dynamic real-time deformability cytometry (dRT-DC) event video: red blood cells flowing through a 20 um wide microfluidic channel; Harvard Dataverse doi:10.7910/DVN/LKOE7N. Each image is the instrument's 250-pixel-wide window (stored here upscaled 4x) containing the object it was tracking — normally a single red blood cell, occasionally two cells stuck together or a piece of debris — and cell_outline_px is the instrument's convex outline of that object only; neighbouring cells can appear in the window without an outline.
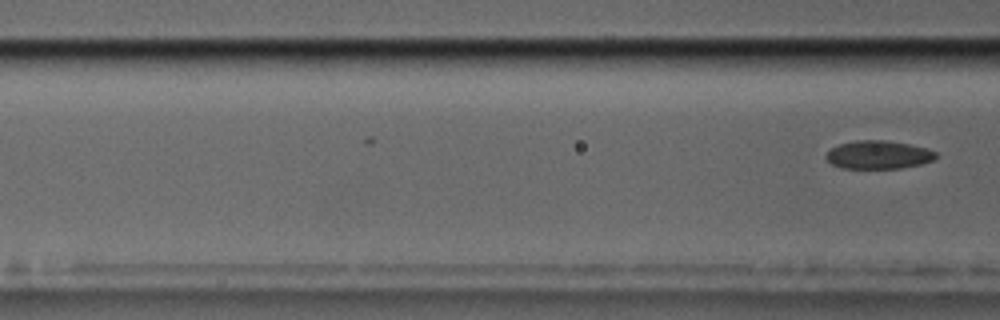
{"species": "common noctule bat (a hibernating species)", "species_latin": "Nyctalus noctula", "temperature_condition": "cold", "stored_images_in_passage": 8, "segment_of_instrument_passage": [2, 2], "camera_frame_rate_fps": 3000, "um_per_image_px": 0.085, "animal": {"sex": "male", "body_mass_g": 17.5, "forearm_length_mm": 52.3}, "frame": {"image": 1, "passage_image": 8, "time_ms": 9.0, "image_size_px": [1000, 320], "cell_outline_px": [[936, 156], [932, 160], [920, 164], [900, 168], [840, 168], [832, 164], [824, 156], [832, 148], [840, 144], [856, 140], [884, 140], [908, 144], [928, 148], [936, 152]], "centroid_in_image_um": [74.65, 13.15], "position_along_channel_um": 91.9, "area_um2": 17.92}}